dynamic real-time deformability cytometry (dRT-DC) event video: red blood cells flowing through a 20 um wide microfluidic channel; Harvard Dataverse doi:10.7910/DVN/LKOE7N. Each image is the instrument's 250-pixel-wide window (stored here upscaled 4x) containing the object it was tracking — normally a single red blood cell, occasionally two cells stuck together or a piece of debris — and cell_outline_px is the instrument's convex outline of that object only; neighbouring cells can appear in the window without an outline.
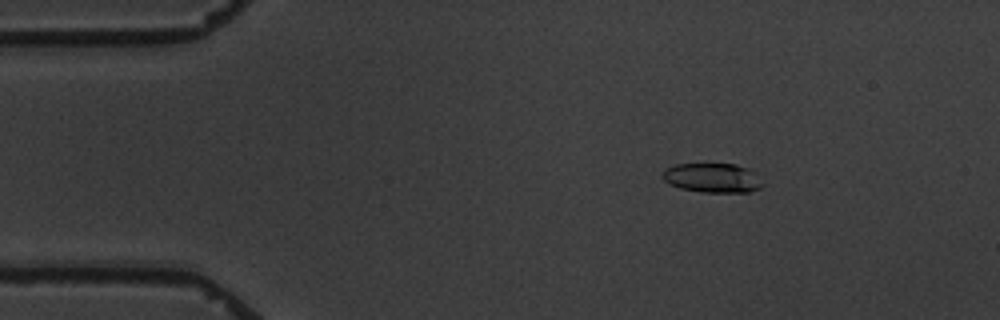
{"species": "common noctule bat (a hibernating species)", "species_latin": "Nyctalus noctula", "temperature_condition": "warm", "stored_images_in_passage": 5, "camera_frame_rate_fps": 3000, "um_per_image_px": 0.085, "animal": {"sex": "male", "body_mass_g": 19.5, "forearm_length_mm": 54.6}, "frame": {"image": 1, "passage_image": 5, "time_ms": 4.667, "image_size_px": [1000, 320], "cell_outline_px": [[764, 184], [760, 188], [748, 192], [704, 192], [680, 188], [668, 184], [660, 176], [664, 168], [676, 164], [736, 164], [748, 168], [756, 172]], "centroid_in_image_um": [60.55, 15.11], "position_along_channel_um": 24.5, "area_um2": 17.4}}